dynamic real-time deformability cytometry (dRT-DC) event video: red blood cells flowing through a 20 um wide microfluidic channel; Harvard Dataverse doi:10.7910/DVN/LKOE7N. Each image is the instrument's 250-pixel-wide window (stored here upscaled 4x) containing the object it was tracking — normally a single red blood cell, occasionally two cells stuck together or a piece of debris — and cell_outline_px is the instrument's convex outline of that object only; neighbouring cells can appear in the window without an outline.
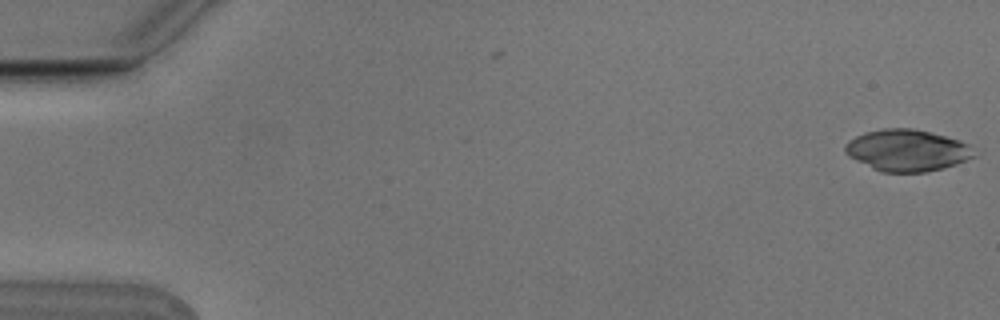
{"species": "Egyptian fruit bat (a non-hibernating species)", "species_latin": "Rousettus aegyptiacus", "temperature_condition": "cold", "stored_images_in_passage": 3, "camera_frame_rate_fps": 3000, "um_per_image_px": 0.085, "animal": {"sex": "male"}, "frame": {"image": 1, "passage_image": 1, "time_ms": 0.0, "image_size_px": [1000, 320], "cell_outline_px": [[976, 156], [956, 164], [944, 168], [924, 172], [880, 172], [848, 156], [844, 152], [844, 144], [848, 140], [864, 132], [884, 128], [912, 128], [960, 140], [968, 144]], "centroid_in_image_um": [77.06, 12.78], "position_along_channel_um": 7.9, "area_um2": 31.27}}